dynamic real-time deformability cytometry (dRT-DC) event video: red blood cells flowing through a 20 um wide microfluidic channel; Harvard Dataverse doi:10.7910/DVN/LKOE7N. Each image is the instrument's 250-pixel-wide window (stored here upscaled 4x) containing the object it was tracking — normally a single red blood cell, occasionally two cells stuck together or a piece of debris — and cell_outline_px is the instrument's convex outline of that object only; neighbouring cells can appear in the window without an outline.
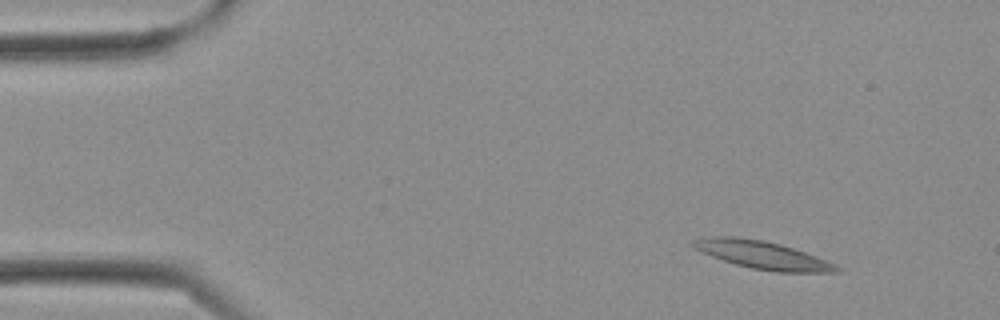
{"species": "Egyptian fruit bat (a non-hibernating species)", "species_latin": "Rousettus aegyptiacus", "temperature_condition": "cold", "stored_images_in_passage": 20, "camera_frame_rate_fps": 3000, "um_per_image_px": 0.085, "frame": {"image": 1, "passage_image": 3, "time_ms": 0.667, "image_size_px": [1000, 320], "cell_outline_px": [[840, 272], [776, 272], [752, 268], [736, 264], [712, 256], [696, 248], [692, 244], [692, 240], [704, 236], [736, 236], [764, 240], [780, 244], [816, 256], [836, 264], [840, 268]], "centroid_in_image_um": [64.82, 21.66], "position_along_channel_um": 20.2, "area_um2": 23.06}}
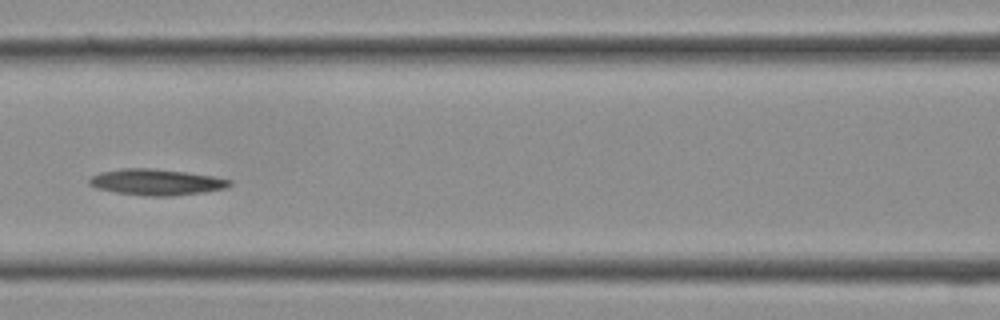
{"frame": {"image": 2, "passage_image": 13, "time_ms": 4.0, "image_size_px": [1000, 320], "cell_outline_px": [[232, 184], [224, 188], [204, 192], [172, 196], [148, 196], [116, 192], [96, 188], [88, 184], [88, 180], [92, 176], [100, 172], [124, 168], [152, 168], [184, 172], [212, 176], [232, 180]], "centroid_in_image_um": [13.26, 15.48], "position_along_channel_um": 153.3, "area_um2": 21.21}}
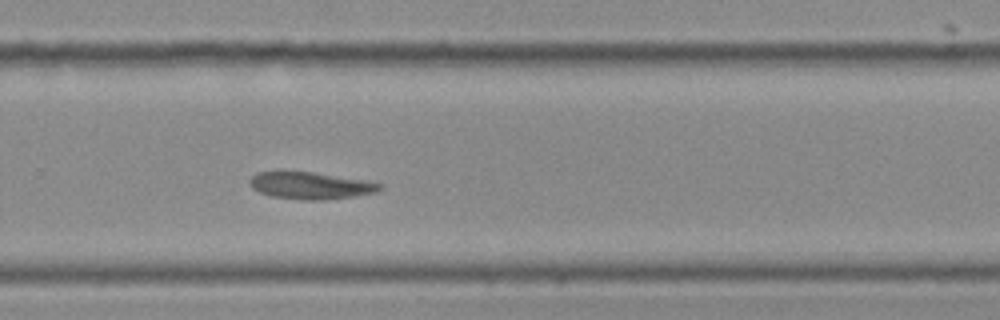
{"frame": {"image": 3, "passage_image": 20, "time_ms": 6.333, "image_size_px": [1000, 320], "cell_outline_px": [[384, 188], [376, 192], [352, 196], [324, 200], [304, 200], [272, 196], [260, 192], [252, 188], [248, 180], [256, 172], [312, 172], [364, 180], [384, 184]], "centroid_in_image_um": [26.41, 15.77], "position_along_channel_um": 303.4, "area_um2": 20.29}}